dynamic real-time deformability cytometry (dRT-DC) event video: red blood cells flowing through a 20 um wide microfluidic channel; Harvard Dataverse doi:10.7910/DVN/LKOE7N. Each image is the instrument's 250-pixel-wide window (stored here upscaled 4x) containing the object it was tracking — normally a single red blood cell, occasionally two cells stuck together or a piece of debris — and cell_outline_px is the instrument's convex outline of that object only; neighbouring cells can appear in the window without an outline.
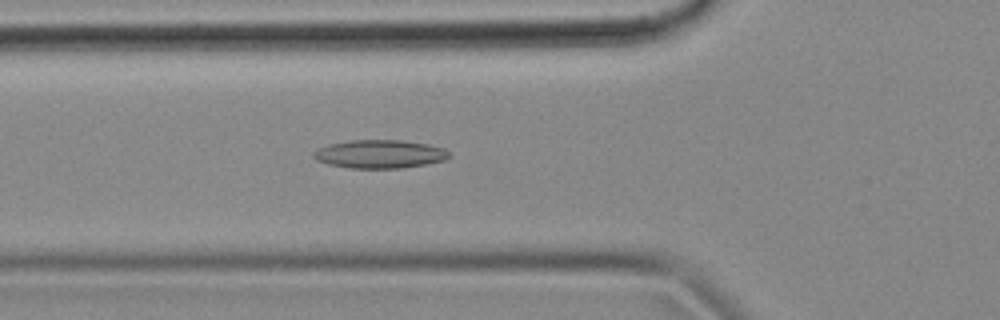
{"species": "common noctule bat (a hibernating species)", "species_latin": "Nyctalus noctula", "temperature_condition": "cold", "stored_images_in_passage": 50, "camera_frame_rate_fps": 3000, "um_per_image_px": 0.085, "animal": {"sex": "female", "body_mass_g": 18.4}, "frame": {"image": 1, "passage_image": 19, "time_ms": 6.0, "image_size_px": [1000, 320], "cell_outline_px": [[452, 156], [444, 160], [424, 164], [400, 168], [348, 168], [328, 164], [316, 160], [312, 156], [312, 152], [328, 144], [352, 140], [404, 140], [428, 144], [444, 148]], "centroid_in_image_um": [32.27, 13.09], "position_along_channel_um": 93.5, "area_um2": 22.43}}
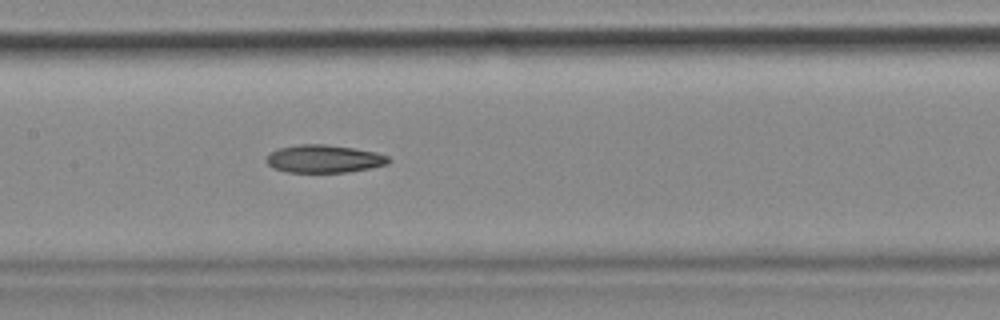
{"frame": {"image": 2, "passage_image": 26, "time_ms": 8.333, "image_size_px": [1000, 320], "cell_outline_px": [[392, 160], [388, 164], [372, 168], [348, 172], [288, 172], [272, 168], [264, 160], [276, 148], [296, 144], [324, 144], [352, 148], [376, 152], [388, 156]], "centroid_in_image_um": [27.54, 13.5], "position_along_channel_um": 179.9, "area_um2": 20.0}}
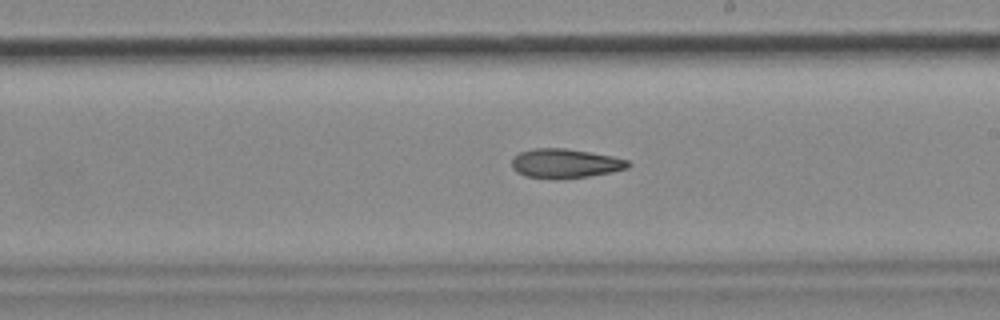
{"frame": {"image": 3, "passage_image": 31, "time_ms": 10.0, "image_size_px": [1000, 320], "cell_outline_px": [[632, 164], [628, 168], [612, 172], [564, 180], [556, 180], [524, 176], [516, 172], [512, 168], [512, 156], [520, 152], [536, 148], [564, 148], [612, 156], [628, 160]], "centroid_in_image_um": [48.02, 13.91], "position_along_channel_um": 241.0, "area_um2": 20.17}, "authors_computed_cell_mechanics": {"area_um2": 20.2878, "velocity_mm_per_s": 3.6918, "shape_relaxation_time_tau1_ms": null, "shape_relaxation_time_tau2_ms": 10.334, "deformation_change_tau1": null, "deformation_change_tau2": 0.1936}}